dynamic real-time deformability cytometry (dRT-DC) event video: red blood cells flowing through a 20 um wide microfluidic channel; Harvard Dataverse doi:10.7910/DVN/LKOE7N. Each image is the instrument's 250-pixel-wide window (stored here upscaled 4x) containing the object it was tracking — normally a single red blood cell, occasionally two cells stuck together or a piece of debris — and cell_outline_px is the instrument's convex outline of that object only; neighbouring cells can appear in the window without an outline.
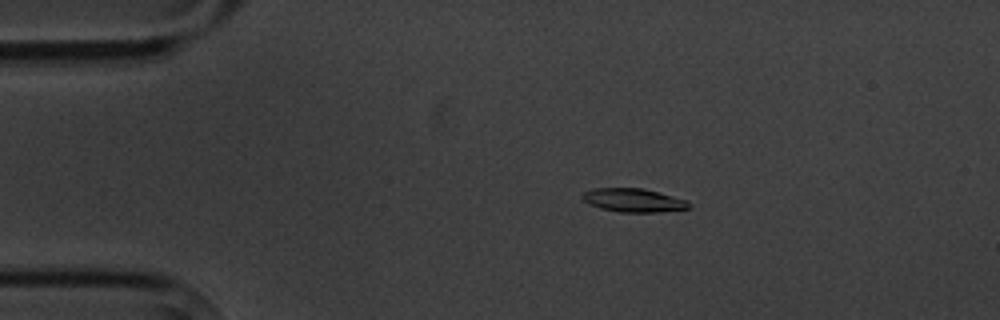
{"species": "common noctule bat (a hibernating species)", "species_latin": "Nyctalus noctula", "temperature_condition": "cold", "stored_images_in_passage": 4, "camera_frame_rate_fps": 3000, "um_per_image_px": 0.085, "animal": {"sex": "male", "body_mass_g": 20.1, "forearm_length_mm": 53.5}, "frame": {"image": 1, "passage_image": 3, "time_ms": 2.333, "image_size_px": [1000, 320], "cell_outline_px": [[692, 208], [656, 212], [620, 212], [600, 208], [588, 204], [580, 196], [584, 192], [596, 188], [644, 188], [660, 192], [688, 200], [692, 204]], "centroid_in_image_um": [53.89, 17.02], "position_along_channel_um": 31.1, "area_um2": 14.8}}